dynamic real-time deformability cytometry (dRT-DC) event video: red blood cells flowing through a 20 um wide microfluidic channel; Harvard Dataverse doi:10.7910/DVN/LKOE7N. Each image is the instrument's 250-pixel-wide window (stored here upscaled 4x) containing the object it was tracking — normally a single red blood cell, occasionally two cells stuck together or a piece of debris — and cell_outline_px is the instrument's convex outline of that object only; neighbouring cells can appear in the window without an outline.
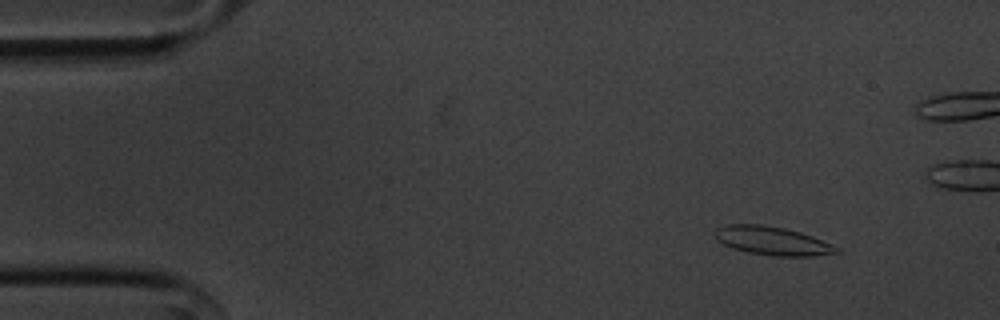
{"species": "common noctule bat (a hibernating species)", "species_latin": "Nyctalus noctula", "temperature_condition": "cold", "stored_images_in_passage": 52, "segment_of_instrument_passage": [1, 2], "camera_frame_rate_fps": 3000, "um_per_image_px": 0.085, "animal": {"sex": "male", "body_mass_g": 20.1, "forearm_length_mm": 53.5}, "frame": {"image": 1, "passage_image": 2, "time_ms": 0.333, "image_size_px": [1000, 320], "cell_outline_px": [[844, 252], [812, 256], [776, 256], [748, 252], [732, 248], [716, 240], [716, 228], [728, 224], [764, 224], [784, 228], [800, 232], [812, 236], [840, 248]], "centroid_in_image_um": [65.68, 20.47], "position_along_channel_um": 19.3, "area_um2": 20.23}}
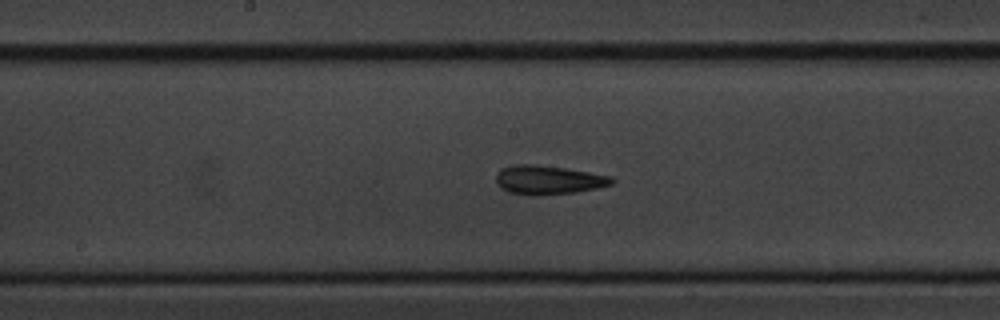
{"frame": {"image": 2, "passage_image": 24, "time_ms": 7.667, "image_size_px": [1000, 320], "cell_outline_px": [[616, 180], [612, 184], [596, 188], [576, 192], [508, 192], [500, 188], [496, 184], [496, 172], [500, 168], [512, 164], [536, 164], [568, 168], [612, 176]], "centroid_in_image_um": [46.61, 15.22], "position_along_channel_um": 201.6, "area_um2": 18.96}}
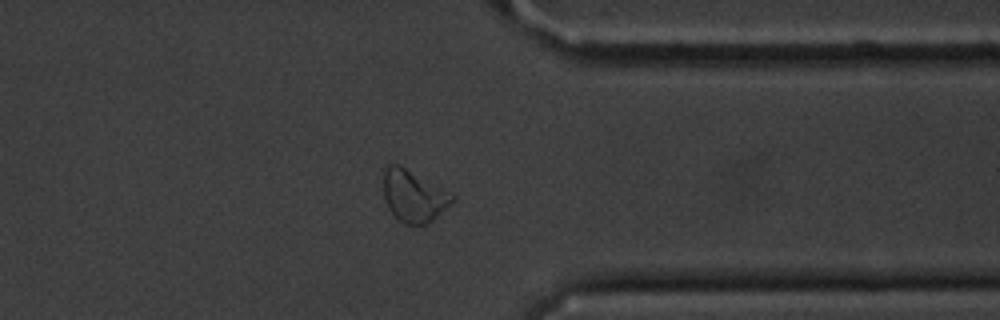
{"frame": {"image": 3, "passage_image": 39, "time_ms": 12.667, "image_size_px": [1000, 320], "cell_outline_px": [[456, 200], [432, 220], [424, 224], [408, 224], [400, 220], [388, 208], [384, 196], [384, 164], [400, 164], [452, 192], [456, 196]], "centroid_in_image_um": [35.19, 16.61], "position_along_channel_um": 376.2, "area_um2": 20.92}}